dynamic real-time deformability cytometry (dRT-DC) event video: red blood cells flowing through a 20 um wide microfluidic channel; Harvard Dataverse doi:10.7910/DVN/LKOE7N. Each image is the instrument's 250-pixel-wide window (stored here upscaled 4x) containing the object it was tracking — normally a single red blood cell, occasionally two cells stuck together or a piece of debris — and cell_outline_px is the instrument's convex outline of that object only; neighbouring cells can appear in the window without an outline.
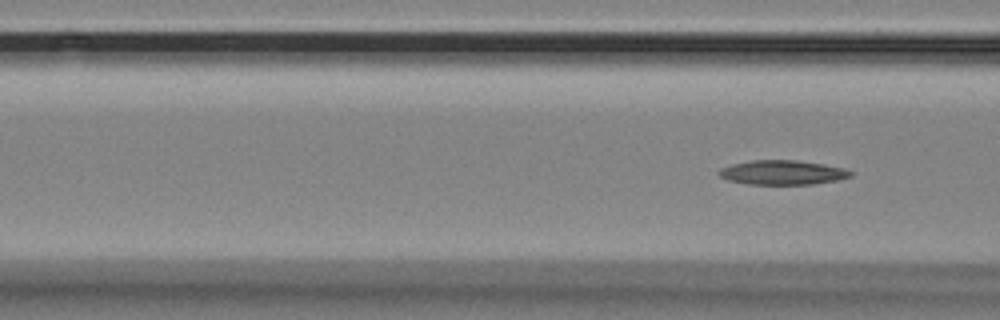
{"species": "Egyptian fruit bat (a non-hibernating species)", "species_latin": "Rousettus aegyptiacus", "temperature_condition": "room temperature", "stored_images_in_passage": 8, "segment_of_instrument_passage": [2, 2], "camera_frame_rate_fps": 3000, "um_per_image_px": 0.085, "animal": {"sex": "female"}, "frame": {"image": 1, "passage_image": 8, "time_ms": 2.333, "image_size_px": [1000, 320], "cell_outline_px": [[852, 176], [836, 180], [812, 184], [748, 184], [728, 180], [720, 176], [716, 172], [720, 168], [732, 164], [752, 160], [796, 160], [824, 164], [844, 168], [852, 172]], "centroid_in_image_um": [66.48, 14.66], "position_along_channel_um": 100.1, "area_um2": 18.67}}